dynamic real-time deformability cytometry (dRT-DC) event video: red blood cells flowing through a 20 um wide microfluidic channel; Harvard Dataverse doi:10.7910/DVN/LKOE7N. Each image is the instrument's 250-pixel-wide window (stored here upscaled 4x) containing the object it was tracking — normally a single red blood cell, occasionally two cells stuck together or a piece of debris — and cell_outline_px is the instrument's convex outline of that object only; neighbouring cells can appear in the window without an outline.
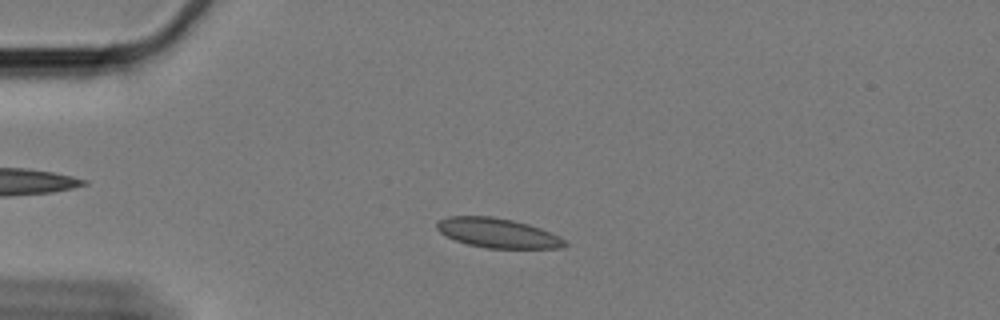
{"species": "Egyptian fruit bat (a non-hibernating species)", "species_latin": "Rousettus aegyptiacus", "temperature_condition": "cold", "stored_images_in_passage": 51, "camera_frame_rate_fps": 3000, "um_per_image_px": 0.085, "animal": {"sex": "female"}, "frame": {"image": 1, "passage_image": 12, "time_ms": 3.667, "image_size_px": [1000, 320], "cell_outline_px": [[568, 244], [560, 248], [484, 248], [468, 244], [456, 240], [440, 232], [436, 228], [436, 220], [448, 216], [492, 216], [512, 220], [528, 224], [540, 228], [560, 236]], "centroid_in_image_um": [42.28, 19.8], "position_along_channel_um": 42.7, "area_um2": 22.02}}
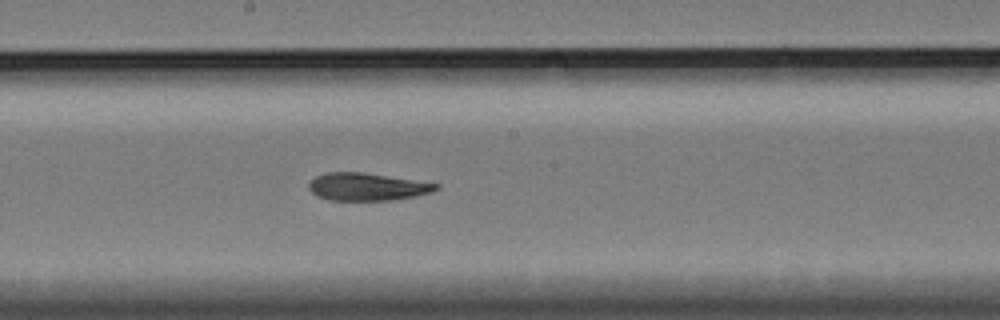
{"frame": {"image": 2, "passage_image": 31, "time_ms": 10.0, "image_size_px": [1000, 320], "cell_outline_px": [[440, 188], [428, 192], [412, 196], [388, 200], [328, 200], [316, 196], [308, 188], [308, 184], [316, 176], [324, 172], [364, 172], [440, 184]], "centroid_in_image_um": [31.14, 15.86], "position_along_channel_um": 217.1, "area_um2": 20.29}}
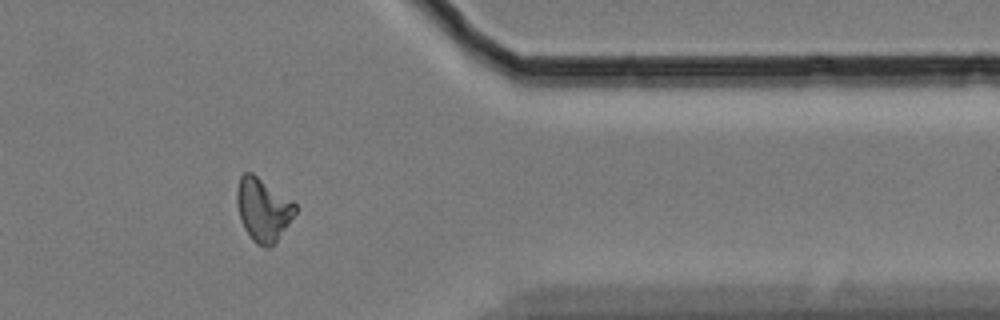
{"frame": {"image": 3, "passage_image": 48, "time_ms": 15.667, "image_size_px": [1000, 320], "cell_outline_px": [[296, 212], [288, 224], [276, 240], [268, 248], [264, 248], [256, 244], [252, 240], [244, 228], [240, 220], [236, 204], [236, 192], [240, 176], [244, 172], [252, 172], [292, 200], [296, 204]], "centroid_in_image_um": [22.33, 17.8], "position_along_channel_um": 389.1, "area_um2": 21.44}, "authors_computed_cell_mechanics": {"area_um2": 21.4438, "velocity_mm_per_s": 3.2859, "shape_relaxation_time_tau1_ms": 8.5483, "shape_relaxation_time_tau2_ms": 3.2076, "deformation_change_tau1": 0.1994, "deformation_change_tau2": 0.0955}}